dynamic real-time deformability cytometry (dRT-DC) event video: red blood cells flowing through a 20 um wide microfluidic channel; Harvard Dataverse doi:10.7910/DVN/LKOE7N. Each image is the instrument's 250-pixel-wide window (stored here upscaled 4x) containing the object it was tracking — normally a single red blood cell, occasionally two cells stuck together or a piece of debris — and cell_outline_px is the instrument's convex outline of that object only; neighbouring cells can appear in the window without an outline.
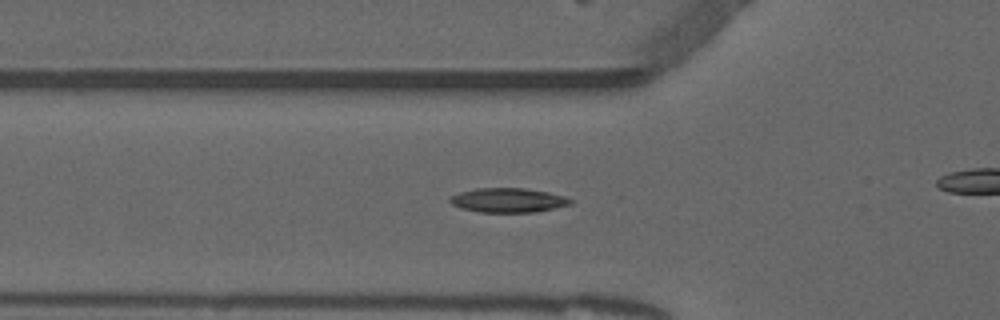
{"species": "common noctule bat (a hibernating species)", "species_latin": "Nyctalus noctula", "temperature_condition": "warm", "stored_images_in_passage": 36, "camera_frame_rate_fps": 3000, "um_per_image_px": 0.085, "animal": {"sex": "male", "forearm_length_mm": 52.5}, "frame": {"image": 1, "passage_image": 11, "time_ms": 3.333, "image_size_px": [1000, 320], "cell_outline_px": [[576, 200], [572, 204], [536, 212], [480, 212], [460, 208], [452, 204], [448, 200], [452, 196], [460, 192], [476, 188], [524, 188], [548, 192], [564, 196]], "centroid_in_image_um": [43.22, 17.02], "position_along_channel_um": 82.6, "area_um2": 17.17}}
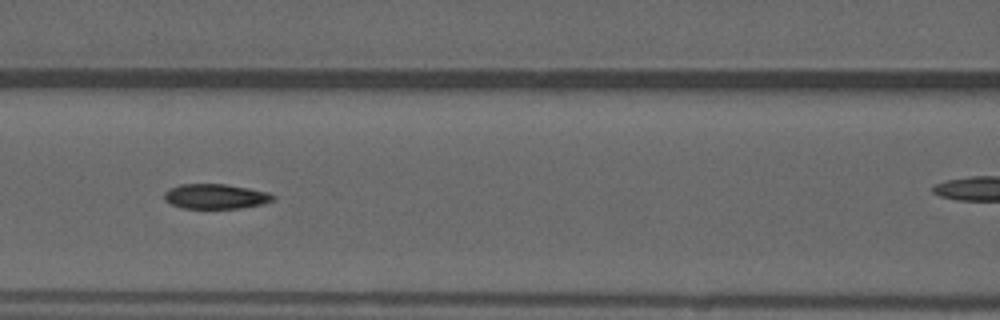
{"frame": {"image": 2, "passage_image": 16, "time_ms": 5.0, "image_size_px": [1000, 320], "cell_outline_px": [[276, 196], [272, 200], [264, 204], [240, 208], [184, 208], [172, 204], [164, 200], [164, 192], [168, 188], [180, 184], [224, 184], [248, 188], [268, 192]], "centroid_in_image_um": [18.31, 16.69], "position_along_channel_um": 148.3, "area_um2": 15.78}}